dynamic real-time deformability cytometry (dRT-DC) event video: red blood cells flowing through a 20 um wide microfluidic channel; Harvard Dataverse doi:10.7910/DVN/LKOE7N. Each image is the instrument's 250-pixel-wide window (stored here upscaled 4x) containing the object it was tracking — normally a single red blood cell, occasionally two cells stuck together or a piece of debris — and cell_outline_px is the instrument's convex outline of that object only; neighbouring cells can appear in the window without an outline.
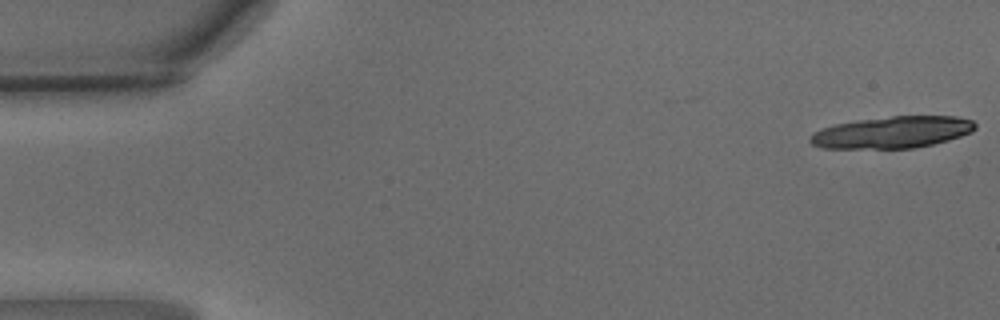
{"species": "common noctule bat (a hibernating species)", "species_latin": "Nyctalus noctula", "temperature_condition": "warm", "stored_images_in_passage": 8, "camera_frame_rate_fps": 3000, "um_per_image_px": 0.085, "animal": {"sex": "male", "body_mass_g": 15.6}, "frame": {"image": 1, "passage_image": 1, "time_ms": 0.0, "image_size_px": [1000, 320], "cell_outline_px": [[976, 128], [972, 132], [948, 140], [932, 144], [912, 148], [820, 148], [812, 144], [808, 140], [808, 136], [812, 132], [820, 128], [836, 124], [856, 120], [892, 116], [956, 116], [972, 120], [976, 124]], "centroid_in_image_um": [75.8, 11.24], "position_along_channel_um": 9.2, "area_um2": 30.69}}